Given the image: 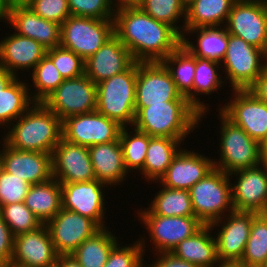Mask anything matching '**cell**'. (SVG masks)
Returning <instances> with one entry per match:
<instances>
[{
    "label": "cell",
    "instance_id": "6da1fadb",
    "mask_svg": "<svg viewBox=\"0 0 267 267\" xmlns=\"http://www.w3.org/2000/svg\"><path fill=\"white\" fill-rule=\"evenodd\" d=\"M113 20L114 35L137 62L162 61L182 43V37L171 26L138 6L116 8Z\"/></svg>",
    "mask_w": 267,
    "mask_h": 267
},
{
    "label": "cell",
    "instance_id": "7a4b0ae2",
    "mask_svg": "<svg viewBox=\"0 0 267 267\" xmlns=\"http://www.w3.org/2000/svg\"><path fill=\"white\" fill-rule=\"evenodd\" d=\"M16 122L3 139L14 149L52 154L62 138V120L44 103H34Z\"/></svg>",
    "mask_w": 267,
    "mask_h": 267
},
{
    "label": "cell",
    "instance_id": "3957f363",
    "mask_svg": "<svg viewBox=\"0 0 267 267\" xmlns=\"http://www.w3.org/2000/svg\"><path fill=\"white\" fill-rule=\"evenodd\" d=\"M199 121L200 113L188 101H167L141 108L135 114L133 128L149 136L184 141Z\"/></svg>",
    "mask_w": 267,
    "mask_h": 267
},
{
    "label": "cell",
    "instance_id": "277c9868",
    "mask_svg": "<svg viewBox=\"0 0 267 267\" xmlns=\"http://www.w3.org/2000/svg\"><path fill=\"white\" fill-rule=\"evenodd\" d=\"M136 78L137 61L127 70L96 84V111L122 127L132 126L135 119Z\"/></svg>",
    "mask_w": 267,
    "mask_h": 267
},
{
    "label": "cell",
    "instance_id": "5b68a950",
    "mask_svg": "<svg viewBox=\"0 0 267 267\" xmlns=\"http://www.w3.org/2000/svg\"><path fill=\"white\" fill-rule=\"evenodd\" d=\"M229 180L228 174L214 168L189 189L194 215L204 225L221 219L226 210L234 211Z\"/></svg>",
    "mask_w": 267,
    "mask_h": 267
},
{
    "label": "cell",
    "instance_id": "8992f818",
    "mask_svg": "<svg viewBox=\"0 0 267 267\" xmlns=\"http://www.w3.org/2000/svg\"><path fill=\"white\" fill-rule=\"evenodd\" d=\"M220 162L213 161L214 168L230 174L234 171L260 165V144L252 139L242 128L233 124L221 112Z\"/></svg>",
    "mask_w": 267,
    "mask_h": 267
},
{
    "label": "cell",
    "instance_id": "52a82bcc",
    "mask_svg": "<svg viewBox=\"0 0 267 267\" xmlns=\"http://www.w3.org/2000/svg\"><path fill=\"white\" fill-rule=\"evenodd\" d=\"M113 35V19L71 15L61 24L60 46L73 51L86 61Z\"/></svg>",
    "mask_w": 267,
    "mask_h": 267
},
{
    "label": "cell",
    "instance_id": "ba28073f",
    "mask_svg": "<svg viewBox=\"0 0 267 267\" xmlns=\"http://www.w3.org/2000/svg\"><path fill=\"white\" fill-rule=\"evenodd\" d=\"M262 58L266 59V62H262ZM222 62L233 90H247L266 67L267 53L228 33L227 50Z\"/></svg>",
    "mask_w": 267,
    "mask_h": 267
},
{
    "label": "cell",
    "instance_id": "9c48e42d",
    "mask_svg": "<svg viewBox=\"0 0 267 267\" xmlns=\"http://www.w3.org/2000/svg\"><path fill=\"white\" fill-rule=\"evenodd\" d=\"M167 101L188 100L177 90L161 61L137 62L135 114L141 108Z\"/></svg>",
    "mask_w": 267,
    "mask_h": 267
},
{
    "label": "cell",
    "instance_id": "30bf717a",
    "mask_svg": "<svg viewBox=\"0 0 267 267\" xmlns=\"http://www.w3.org/2000/svg\"><path fill=\"white\" fill-rule=\"evenodd\" d=\"M96 84L85 74L66 79L43 103L61 120L96 111Z\"/></svg>",
    "mask_w": 267,
    "mask_h": 267
},
{
    "label": "cell",
    "instance_id": "8fae6325",
    "mask_svg": "<svg viewBox=\"0 0 267 267\" xmlns=\"http://www.w3.org/2000/svg\"><path fill=\"white\" fill-rule=\"evenodd\" d=\"M121 128L116 121L94 111L68 116L62 120V138L74 144L90 147L116 141Z\"/></svg>",
    "mask_w": 267,
    "mask_h": 267
},
{
    "label": "cell",
    "instance_id": "7c38bea8",
    "mask_svg": "<svg viewBox=\"0 0 267 267\" xmlns=\"http://www.w3.org/2000/svg\"><path fill=\"white\" fill-rule=\"evenodd\" d=\"M224 25L227 32L267 53V4L236 0Z\"/></svg>",
    "mask_w": 267,
    "mask_h": 267
},
{
    "label": "cell",
    "instance_id": "4fadbf2b",
    "mask_svg": "<svg viewBox=\"0 0 267 267\" xmlns=\"http://www.w3.org/2000/svg\"><path fill=\"white\" fill-rule=\"evenodd\" d=\"M233 92L234 100L219 111L260 144L267 135V104L248 89Z\"/></svg>",
    "mask_w": 267,
    "mask_h": 267
},
{
    "label": "cell",
    "instance_id": "5bb4252c",
    "mask_svg": "<svg viewBox=\"0 0 267 267\" xmlns=\"http://www.w3.org/2000/svg\"><path fill=\"white\" fill-rule=\"evenodd\" d=\"M46 226L58 255H71L84 240L101 229L92 219L63 208Z\"/></svg>",
    "mask_w": 267,
    "mask_h": 267
},
{
    "label": "cell",
    "instance_id": "9a60e30c",
    "mask_svg": "<svg viewBox=\"0 0 267 267\" xmlns=\"http://www.w3.org/2000/svg\"><path fill=\"white\" fill-rule=\"evenodd\" d=\"M52 178L60 183L95 180L89 149L61 138L51 154Z\"/></svg>",
    "mask_w": 267,
    "mask_h": 267
},
{
    "label": "cell",
    "instance_id": "2e32d148",
    "mask_svg": "<svg viewBox=\"0 0 267 267\" xmlns=\"http://www.w3.org/2000/svg\"><path fill=\"white\" fill-rule=\"evenodd\" d=\"M157 254L172 252L184 239L194 235L204 224L195 216L141 215Z\"/></svg>",
    "mask_w": 267,
    "mask_h": 267
},
{
    "label": "cell",
    "instance_id": "e0dca14e",
    "mask_svg": "<svg viewBox=\"0 0 267 267\" xmlns=\"http://www.w3.org/2000/svg\"><path fill=\"white\" fill-rule=\"evenodd\" d=\"M257 214L234 210L230 212V217L226 220L227 223L221 218L210 224L213 229L215 226L220 227L219 222L222 226L215 238L217 256L220 262H239L241 260L250 235L253 218Z\"/></svg>",
    "mask_w": 267,
    "mask_h": 267
},
{
    "label": "cell",
    "instance_id": "ac0fdd59",
    "mask_svg": "<svg viewBox=\"0 0 267 267\" xmlns=\"http://www.w3.org/2000/svg\"><path fill=\"white\" fill-rule=\"evenodd\" d=\"M260 166V168H259ZM237 184L231 185L232 203L235 211L260 213L267 204V163L234 171Z\"/></svg>",
    "mask_w": 267,
    "mask_h": 267
},
{
    "label": "cell",
    "instance_id": "d6986e66",
    "mask_svg": "<svg viewBox=\"0 0 267 267\" xmlns=\"http://www.w3.org/2000/svg\"><path fill=\"white\" fill-rule=\"evenodd\" d=\"M62 208L92 219L100 228L104 225V195L106 184L97 179L89 182L60 183Z\"/></svg>",
    "mask_w": 267,
    "mask_h": 267
},
{
    "label": "cell",
    "instance_id": "ffe728a7",
    "mask_svg": "<svg viewBox=\"0 0 267 267\" xmlns=\"http://www.w3.org/2000/svg\"><path fill=\"white\" fill-rule=\"evenodd\" d=\"M1 167L4 171L23 178L30 185L40 184L52 178L51 154L18 150L3 141Z\"/></svg>",
    "mask_w": 267,
    "mask_h": 267
},
{
    "label": "cell",
    "instance_id": "44dd1931",
    "mask_svg": "<svg viewBox=\"0 0 267 267\" xmlns=\"http://www.w3.org/2000/svg\"><path fill=\"white\" fill-rule=\"evenodd\" d=\"M58 257L46 224L14 236V252L8 267H43Z\"/></svg>",
    "mask_w": 267,
    "mask_h": 267
},
{
    "label": "cell",
    "instance_id": "7402d4cb",
    "mask_svg": "<svg viewBox=\"0 0 267 267\" xmlns=\"http://www.w3.org/2000/svg\"><path fill=\"white\" fill-rule=\"evenodd\" d=\"M3 19L11 23L17 34L34 39L46 50L61 44V25L38 16L28 6L10 8Z\"/></svg>",
    "mask_w": 267,
    "mask_h": 267
},
{
    "label": "cell",
    "instance_id": "603a6c76",
    "mask_svg": "<svg viewBox=\"0 0 267 267\" xmlns=\"http://www.w3.org/2000/svg\"><path fill=\"white\" fill-rule=\"evenodd\" d=\"M134 62L128 48L113 35L84 62V74L98 84L127 70Z\"/></svg>",
    "mask_w": 267,
    "mask_h": 267
},
{
    "label": "cell",
    "instance_id": "cb8c5ba5",
    "mask_svg": "<svg viewBox=\"0 0 267 267\" xmlns=\"http://www.w3.org/2000/svg\"><path fill=\"white\" fill-rule=\"evenodd\" d=\"M212 169L213 160L196 152L180 150L173 157L166 173L159 179L163 187L189 190Z\"/></svg>",
    "mask_w": 267,
    "mask_h": 267
},
{
    "label": "cell",
    "instance_id": "d4e9b609",
    "mask_svg": "<svg viewBox=\"0 0 267 267\" xmlns=\"http://www.w3.org/2000/svg\"><path fill=\"white\" fill-rule=\"evenodd\" d=\"M45 55L40 43L16 32L0 42V64L15 76L16 69H34Z\"/></svg>",
    "mask_w": 267,
    "mask_h": 267
},
{
    "label": "cell",
    "instance_id": "484cf974",
    "mask_svg": "<svg viewBox=\"0 0 267 267\" xmlns=\"http://www.w3.org/2000/svg\"><path fill=\"white\" fill-rule=\"evenodd\" d=\"M95 179L107 185H116L124 181L128 170L123 159V150L119 138L116 141L88 147Z\"/></svg>",
    "mask_w": 267,
    "mask_h": 267
},
{
    "label": "cell",
    "instance_id": "4316f807",
    "mask_svg": "<svg viewBox=\"0 0 267 267\" xmlns=\"http://www.w3.org/2000/svg\"><path fill=\"white\" fill-rule=\"evenodd\" d=\"M211 228L210 225H204L194 235L180 242L172 253L199 267H214L220 261L217 256L215 238L210 233L213 230Z\"/></svg>",
    "mask_w": 267,
    "mask_h": 267
},
{
    "label": "cell",
    "instance_id": "83f0119b",
    "mask_svg": "<svg viewBox=\"0 0 267 267\" xmlns=\"http://www.w3.org/2000/svg\"><path fill=\"white\" fill-rule=\"evenodd\" d=\"M24 204L41 224H47L62 209L61 184L57 179L29 187Z\"/></svg>",
    "mask_w": 267,
    "mask_h": 267
},
{
    "label": "cell",
    "instance_id": "f1b7e54d",
    "mask_svg": "<svg viewBox=\"0 0 267 267\" xmlns=\"http://www.w3.org/2000/svg\"><path fill=\"white\" fill-rule=\"evenodd\" d=\"M195 31V32H194ZM198 33V45L194 46L192 42L182 36V44L195 57L207 58L211 61L220 63L225 56L228 45V32L219 26L197 27L194 29H185L184 33Z\"/></svg>",
    "mask_w": 267,
    "mask_h": 267
},
{
    "label": "cell",
    "instance_id": "f546056e",
    "mask_svg": "<svg viewBox=\"0 0 267 267\" xmlns=\"http://www.w3.org/2000/svg\"><path fill=\"white\" fill-rule=\"evenodd\" d=\"M236 0H196L186 8L185 25L180 29L212 27L226 24L232 5ZM225 20V21H224Z\"/></svg>",
    "mask_w": 267,
    "mask_h": 267
},
{
    "label": "cell",
    "instance_id": "4dcf8cb0",
    "mask_svg": "<svg viewBox=\"0 0 267 267\" xmlns=\"http://www.w3.org/2000/svg\"><path fill=\"white\" fill-rule=\"evenodd\" d=\"M181 140L169 137L150 136L141 174L149 181L159 180L167 171L173 157L179 152Z\"/></svg>",
    "mask_w": 267,
    "mask_h": 267
},
{
    "label": "cell",
    "instance_id": "1f68e13d",
    "mask_svg": "<svg viewBox=\"0 0 267 267\" xmlns=\"http://www.w3.org/2000/svg\"><path fill=\"white\" fill-rule=\"evenodd\" d=\"M169 71L177 90L192 105V91L195 75V56L181 43L161 61ZM175 66L176 68L171 65Z\"/></svg>",
    "mask_w": 267,
    "mask_h": 267
},
{
    "label": "cell",
    "instance_id": "d6a6232c",
    "mask_svg": "<svg viewBox=\"0 0 267 267\" xmlns=\"http://www.w3.org/2000/svg\"><path fill=\"white\" fill-rule=\"evenodd\" d=\"M118 242L112 232L101 228L84 240L71 255L82 267H104L110 251Z\"/></svg>",
    "mask_w": 267,
    "mask_h": 267
},
{
    "label": "cell",
    "instance_id": "836d02e7",
    "mask_svg": "<svg viewBox=\"0 0 267 267\" xmlns=\"http://www.w3.org/2000/svg\"><path fill=\"white\" fill-rule=\"evenodd\" d=\"M151 204L148 210L139 215L195 216L189 190L164 187L155 195Z\"/></svg>",
    "mask_w": 267,
    "mask_h": 267
},
{
    "label": "cell",
    "instance_id": "e575fe53",
    "mask_svg": "<svg viewBox=\"0 0 267 267\" xmlns=\"http://www.w3.org/2000/svg\"><path fill=\"white\" fill-rule=\"evenodd\" d=\"M18 80L16 77L3 91H0V125L2 126L9 123L11 126L12 122L26 113L27 109L34 104L33 100H30L28 84Z\"/></svg>",
    "mask_w": 267,
    "mask_h": 267
},
{
    "label": "cell",
    "instance_id": "d590c367",
    "mask_svg": "<svg viewBox=\"0 0 267 267\" xmlns=\"http://www.w3.org/2000/svg\"><path fill=\"white\" fill-rule=\"evenodd\" d=\"M219 65L221 64L207 58L195 57L192 106L200 113V118H203L202 114L206 113L208 106L206 108L205 104L199 101L196 95L199 93L210 95L212 91H217L221 87V84H223L222 79H220L221 77L217 73L218 71H216Z\"/></svg>",
    "mask_w": 267,
    "mask_h": 267
},
{
    "label": "cell",
    "instance_id": "8d00e7d4",
    "mask_svg": "<svg viewBox=\"0 0 267 267\" xmlns=\"http://www.w3.org/2000/svg\"><path fill=\"white\" fill-rule=\"evenodd\" d=\"M267 259V221L259 213L253 218L244 254L239 261L245 267H260Z\"/></svg>",
    "mask_w": 267,
    "mask_h": 267
},
{
    "label": "cell",
    "instance_id": "74e56055",
    "mask_svg": "<svg viewBox=\"0 0 267 267\" xmlns=\"http://www.w3.org/2000/svg\"><path fill=\"white\" fill-rule=\"evenodd\" d=\"M36 94L30 95L34 103H43L64 81L53 61L45 55L32 70ZM38 91V92H37Z\"/></svg>",
    "mask_w": 267,
    "mask_h": 267
},
{
    "label": "cell",
    "instance_id": "f35d334b",
    "mask_svg": "<svg viewBox=\"0 0 267 267\" xmlns=\"http://www.w3.org/2000/svg\"><path fill=\"white\" fill-rule=\"evenodd\" d=\"M126 128L127 126L122 127L119 134L125 167L128 172L134 169L141 170L144 166L150 136L136 128L133 129L134 134L130 136Z\"/></svg>",
    "mask_w": 267,
    "mask_h": 267
},
{
    "label": "cell",
    "instance_id": "ab89813d",
    "mask_svg": "<svg viewBox=\"0 0 267 267\" xmlns=\"http://www.w3.org/2000/svg\"><path fill=\"white\" fill-rule=\"evenodd\" d=\"M137 6L155 20L171 26L182 37L176 22L183 15L185 21L186 8L180 0H140Z\"/></svg>",
    "mask_w": 267,
    "mask_h": 267
},
{
    "label": "cell",
    "instance_id": "60d3db41",
    "mask_svg": "<svg viewBox=\"0 0 267 267\" xmlns=\"http://www.w3.org/2000/svg\"><path fill=\"white\" fill-rule=\"evenodd\" d=\"M0 215L14 236L33 231L42 225L24 202L1 206Z\"/></svg>",
    "mask_w": 267,
    "mask_h": 267
},
{
    "label": "cell",
    "instance_id": "b9f144b4",
    "mask_svg": "<svg viewBox=\"0 0 267 267\" xmlns=\"http://www.w3.org/2000/svg\"><path fill=\"white\" fill-rule=\"evenodd\" d=\"M46 55L53 61L64 80L84 74V60L71 50L61 46L46 50Z\"/></svg>",
    "mask_w": 267,
    "mask_h": 267
},
{
    "label": "cell",
    "instance_id": "7bdbcfd3",
    "mask_svg": "<svg viewBox=\"0 0 267 267\" xmlns=\"http://www.w3.org/2000/svg\"><path fill=\"white\" fill-rule=\"evenodd\" d=\"M145 242L140 240L134 245L122 246L117 243L109 253L104 267H146L143 263ZM130 246V247H129Z\"/></svg>",
    "mask_w": 267,
    "mask_h": 267
},
{
    "label": "cell",
    "instance_id": "ee69618b",
    "mask_svg": "<svg viewBox=\"0 0 267 267\" xmlns=\"http://www.w3.org/2000/svg\"><path fill=\"white\" fill-rule=\"evenodd\" d=\"M68 7L72 16L96 19H114L116 10L110 0H68Z\"/></svg>",
    "mask_w": 267,
    "mask_h": 267
},
{
    "label": "cell",
    "instance_id": "f6af8a7d",
    "mask_svg": "<svg viewBox=\"0 0 267 267\" xmlns=\"http://www.w3.org/2000/svg\"><path fill=\"white\" fill-rule=\"evenodd\" d=\"M30 186L23 178H18L1 168L0 207L6 204L24 202Z\"/></svg>",
    "mask_w": 267,
    "mask_h": 267
},
{
    "label": "cell",
    "instance_id": "bcb514c9",
    "mask_svg": "<svg viewBox=\"0 0 267 267\" xmlns=\"http://www.w3.org/2000/svg\"><path fill=\"white\" fill-rule=\"evenodd\" d=\"M28 7L38 16L60 25L71 16L68 0H32Z\"/></svg>",
    "mask_w": 267,
    "mask_h": 267
},
{
    "label": "cell",
    "instance_id": "7dc6e473",
    "mask_svg": "<svg viewBox=\"0 0 267 267\" xmlns=\"http://www.w3.org/2000/svg\"><path fill=\"white\" fill-rule=\"evenodd\" d=\"M14 252V235L0 215V261L8 267Z\"/></svg>",
    "mask_w": 267,
    "mask_h": 267
},
{
    "label": "cell",
    "instance_id": "c3c4849f",
    "mask_svg": "<svg viewBox=\"0 0 267 267\" xmlns=\"http://www.w3.org/2000/svg\"><path fill=\"white\" fill-rule=\"evenodd\" d=\"M158 255H160V257L149 267H199L176 257L172 252H161Z\"/></svg>",
    "mask_w": 267,
    "mask_h": 267
},
{
    "label": "cell",
    "instance_id": "681fc988",
    "mask_svg": "<svg viewBox=\"0 0 267 267\" xmlns=\"http://www.w3.org/2000/svg\"><path fill=\"white\" fill-rule=\"evenodd\" d=\"M248 90L259 100L267 104V65L256 82Z\"/></svg>",
    "mask_w": 267,
    "mask_h": 267
},
{
    "label": "cell",
    "instance_id": "f907efd6",
    "mask_svg": "<svg viewBox=\"0 0 267 267\" xmlns=\"http://www.w3.org/2000/svg\"><path fill=\"white\" fill-rule=\"evenodd\" d=\"M16 77L0 64V91H3Z\"/></svg>",
    "mask_w": 267,
    "mask_h": 267
},
{
    "label": "cell",
    "instance_id": "816d5d0a",
    "mask_svg": "<svg viewBox=\"0 0 267 267\" xmlns=\"http://www.w3.org/2000/svg\"><path fill=\"white\" fill-rule=\"evenodd\" d=\"M61 267H82L72 255H61Z\"/></svg>",
    "mask_w": 267,
    "mask_h": 267
},
{
    "label": "cell",
    "instance_id": "f5cc1de1",
    "mask_svg": "<svg viewBox=\"0 0 267 267\" xmlns=\"http://www.w3.org/2000/svg\"><path fill=\"white\" fill-rule=\"evenodd\" d=\"M32 0H4L5 3V14L6 11L12 7L17 6H28Z\"/></svg>",
    "mask_w": 267,
    "mask_h": 267
},
{
    "label": "cell",
    "instance_id": "db71d44e",
    "mask_svg": "<svg viewBox=\"0 0 267 267\" xmlns=\"http://www.w3.org/2000/svg\"><path fill=\"white\" fill-rule=\"evenodd\" d=\"M113 1H116V0H110L111 4L113 6H116L115 8H119V7H123V6H137L138 3L140 2V0H117L118 3L115 2L117 4V5H115L113 3Z\"/></svg>",
    "mask_w": 267,
    "mask_h": 267
},
{
    "label": "cell",
    "instance_id": "11a10c76",
    "mask_svg": "<svg viewBox=\"0 0 267 267\" xmlns=\"http://www.w3.org/2000/svg\"><path fill=\"white\" fill-rule=\"evenodd\" d=\"M260 151L263 162L267 163V135L265 139L260 143Z\"/></svg>",
    "mask_w": 267,
    "mask_h": 267
},
{
    "label": "cell",
    "instance_id": "9f6ffc18",
    "mask_svg": "<svg viewBox=\"0 0 267 267\" xmlns=\"http://www.w3.org/2000/svg\"><path fill=\"white\" fill-rule=\"evenodd\" d=\"M218 267H245L239 262H219Z\"/></svg>",
    "mask_w": 267,
    "mask_h": 267
},
{
    "label": "cell",
    "instance_id": "6f0895ef",
    "mask_svg": "<svg viewBox=\"0 0 267 267\" xmlns=\"http://www.w3.org/2000/svg\"><path fill=\"white\" fill-rule=\"evenodd\" d=\"M43 267H61V255H58L57 258L50 263L45 264Z\"/></svg>",
    "mask_w": 267,
    "mask_h": 267
},
{
    "label": "cell",
    "instance_id": "680465c9",
    "mask_svg": "<svg viewBox=\"0 0 267 267\" xmlns=\"http://www.w3.org/2000/svg\"><path fill=\"white\" fill-rule=\"evenodd\" d=\"M5 16V3L4 0H0V20Z\"/></svg>",
    "mask_w": 267,
    "mask_h": 267
},
{
    "label": "cell",
    "instance_id": "91938a15",
    "mask_svg": "<svg viewBox=\"0 0 267 267\" xmlns=\"http://www.w3.org/2000/svg\"><path fill=\"white\" fill-rule=\"evenodd\" d=\"M194 1H196V0H180L181 4L185 8L189 7Z\"/></svg>",
    "mask_w": 267,
    "mask_h": 267
},
{
    "label": "cell",
    "instance_id": "94428289",
    "mask_svg": "<svg viewBox=\"0 0 267 267\" xmlns=\"http://www.w3.org/2000/svg\"><path fill=\"white\" fill-rule=\"evenodd\" d=\"M259 214L262 215L267 221V204L264 206V208L261 210Z\"/></svg>",
    "mask_w": 267,
    "mask_h": 267
},
{
    "label": "cell",
    "instance_id": "6125c7cd",
    "mask_svg": "<svg viewBox=\"0 0 267 267\" xmlns=\"http://www.w3.org/2000/svg\"><path fill=\"white\" fill-rule=\"evenodd\" d=\"M244 1L262 2L267 4V0H244Z\"/></svg>",
    "mask_w": 267,
    "mask_h": 267
},
{
    "label": "cell",
    "instance_id": "be15d7a7",
    "mask_svg": "<svg viewBox=\"0 0 267 267\" xmlns=\"http://www.w3.org/2000/svg\"><path fill=\"white\" fill-rule=\"evenodd\" d=\"M260 267H267V259Z\"/></svg>",
    "mask_w": 267,
    "mask_h": 267
},
{
    "label": "cell",
    "instance_id": "e7e4bbea",
    "mask_svg": "<svg viewBox=\"0 0 267 267\" xmlns=\"http://www.w3.org/2000/svg\"><path fill=\"white\" fill-rule=\"evenodd\" d=\"M0 267H6V266L0 261Z\"/></svg>",
    "mask_w": 267,
    "mask_h": 267
},
{
    "label": "cell",
    "instance_id": "03108f58",
    "mask_svg": "<svg viewBox=\"0 0 267 267\" xmlns=\"http://www.w3.org/2000/svg\"><path fill=\"white\" fill-rule=\"evenodd\" d=\"M1 151H0V170H1Z\"/></svg>",
    "mask_w": 267,
    "mask_h": 267
}]
</instances>
